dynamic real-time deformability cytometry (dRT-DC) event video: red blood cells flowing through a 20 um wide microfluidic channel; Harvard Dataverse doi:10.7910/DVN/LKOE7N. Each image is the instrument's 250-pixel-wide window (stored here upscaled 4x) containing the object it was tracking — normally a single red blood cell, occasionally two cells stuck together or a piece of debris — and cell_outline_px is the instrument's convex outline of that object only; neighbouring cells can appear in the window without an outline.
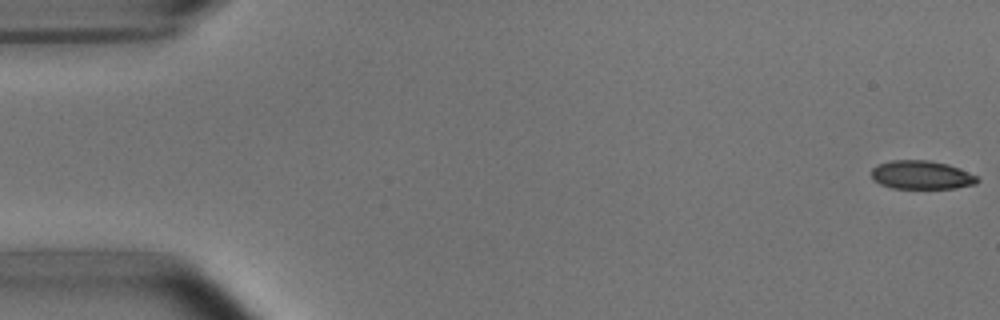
{"species": "common noctule bat (a hibernating species)", "species_latin": "Nyctalus noctula", "temperature_condition": "room temperature", "stored_images_in_passage": 53, "camera_frame_rate_fps": 3000, "um_per_image_px": 0.085, "animal": {"sex": "male", "body_mass_g": 15.6}, "frame": {"image": 1, "passage_image": 1, "time_ms": 0.0, "image_size_px": [1000, 320], "cell_outline_px": [[980, 180], [976, 184], [956, 188], [892, 188], [880, 184], [872, 180], [872, 168], [876, 164], [892, 160], [928, 160], [948, 164], [960, 168], [976, 176]], "centroid_in_image_um": [78.31, 14.87], "position_along_channel_um": 6.7, "area_um2": 17.74}}
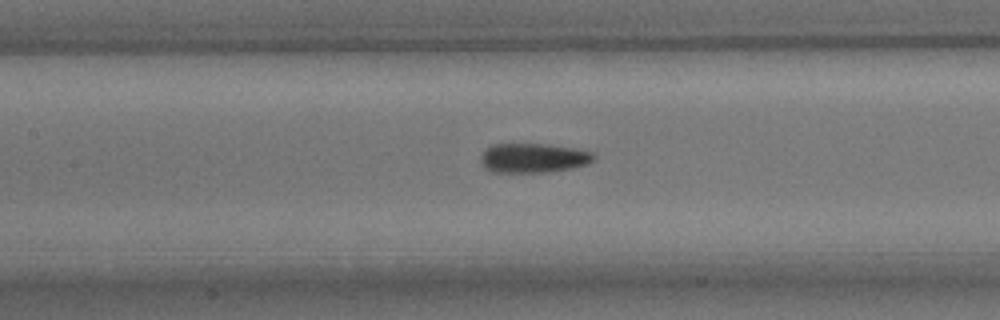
{"frame": {"image": 2, "passage_image": 24, "time_ms": 7.667, "image_size_px": [1000, 320], "cell_outline_px": [[596, 160], [588, 164], [572, 168], [548, 172], [492, 172], [484, 168], [480, 160], [480, 156], [492, 144], [548, 144], [572, 148], [592, 152], [596, 156]], "centroid_in_image_um": [45.35, 13.43], "position_along_channel_um": 162.1, "area_um2": 19.48}}
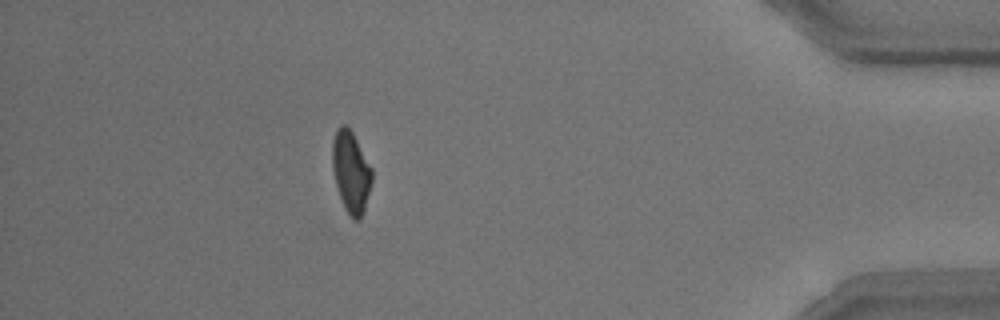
{"frame": {"image": 3, "passage_image": 47, "time_ms": 15.333, "image_size_px": [1000, 320], "cell_outline_px": [[372, 180], [364, 208], [360, 216], [356, 220], [352, 220], [344, 208], [336, 184], [332, 168], [332, 140], [336, 128], [340, 124], [344, 124], [352, 132], [372, 168]], "centroid_in_image_um": [29.81, 14.57], "position_along_channel_um": 405.4, "area_um2": 18.61}, "authors_computed_cell_mechanics": {"area_um2": 19.1318, "velocity_mm_per_s": 3.8108, "shape_relaxation_time_tau1_ms": 4.4296, "shape_relaxation_time_tau2_ms": 2.0839, "deformation_change_tau1": 0.161, "deformation_change_tau2": 0.0839}}